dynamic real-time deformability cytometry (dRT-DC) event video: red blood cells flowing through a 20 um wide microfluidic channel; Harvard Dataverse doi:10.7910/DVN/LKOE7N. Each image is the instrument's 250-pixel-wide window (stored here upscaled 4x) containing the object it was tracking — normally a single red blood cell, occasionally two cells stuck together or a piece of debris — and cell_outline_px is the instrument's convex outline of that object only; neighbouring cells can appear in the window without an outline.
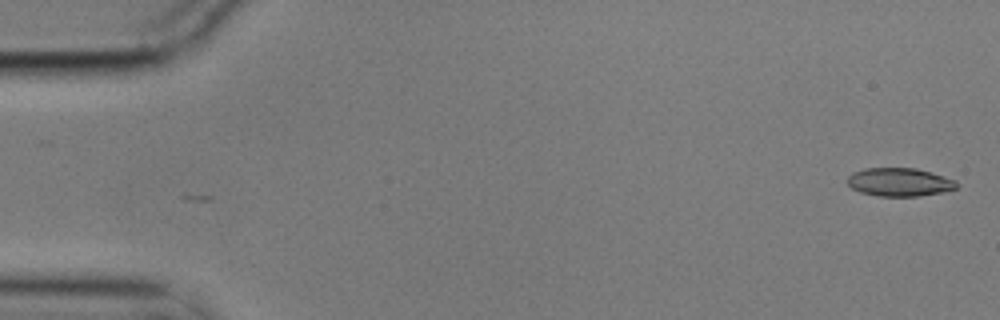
{"species": "common noctule bat (a hibernating species)", "species_latin": "Nyctalus noctula", "temperature_condition": "cold", "stored_images_in_passage": 5, "camera_frame_rate_fps": 3000, "um_per_image_px": 0.085, "animal": {"sex": "male", "body_mass_g": 17.9}, "frame": {"image": 1, "passage_image": 1, "time_ms": 0.0, "image_size_px": [1000, 320], "cell_outline_px": [[960, 184], [956, 188], [940, 192], [920, 196], [876, 196], [860, 192], [852, 188], [848, 184], [848, 176], [852, 172], [864, 168], [916, 168], [932, 172], [956, 180]], "centroid_in_image_um": [76.46, 15.47], "position_along_channel_um": 8.5, "area_um2": 18.15}}